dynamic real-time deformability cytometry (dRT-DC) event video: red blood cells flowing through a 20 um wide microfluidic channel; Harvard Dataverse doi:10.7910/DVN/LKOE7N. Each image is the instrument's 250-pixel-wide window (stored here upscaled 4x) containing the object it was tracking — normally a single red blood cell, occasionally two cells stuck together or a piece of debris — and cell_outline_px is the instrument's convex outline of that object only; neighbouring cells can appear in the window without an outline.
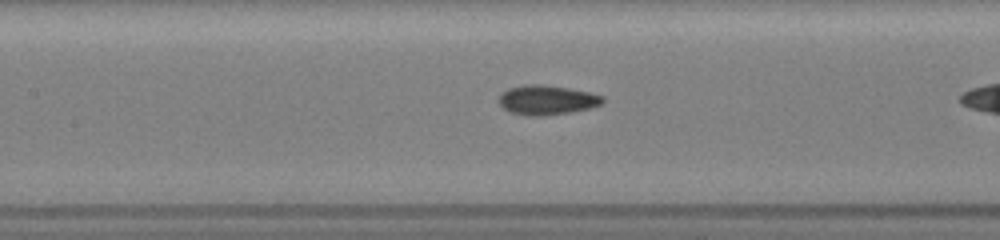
{"species": "common noctule bat (a hibernating species)", "species_latin": "Nyctalus noctula", "temperature_condition": "room temperature", "stored_images_in_passage": 27, "camera_frame_rate_fps": 3000, "um_per_image_px": 0.085, "animal": {"sex": "female", "body_mass_g": 19.5, "forearm_length_mm": 54.1}, "frame": {"image": 1, "passage_image": 14, "time_ms": 6.0, "image_size_px": [1000, 240], "cell_outline_px": [[604, 100], [600, 104], [588, 108], [568, 112], [540, 116], [528, 116], [512, 112], [504, 108], [496, 100], [500, 92], [508, 88], [524, 84], [540, 84], [568, 88], [588, 92], [604, 96]], "centroid_in_image_um": [46.41, 8.48], "position_along_channel_um": 161.0, "area_um2": 17.8}}